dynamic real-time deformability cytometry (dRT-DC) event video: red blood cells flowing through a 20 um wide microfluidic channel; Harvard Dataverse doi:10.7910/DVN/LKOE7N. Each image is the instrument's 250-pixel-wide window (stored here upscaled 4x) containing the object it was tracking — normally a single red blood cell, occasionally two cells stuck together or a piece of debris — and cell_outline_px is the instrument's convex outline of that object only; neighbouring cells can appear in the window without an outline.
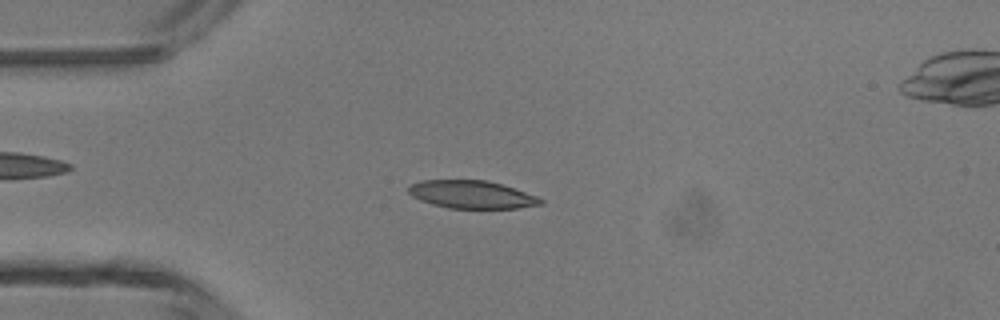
{"species": "common noctule bat (a hibernating species)", "species_latin": "Nyctalus noctula", "temperature_condition": "room temperature", "stored_images_in_passage": 4, "camera_frame_rate_fps": 3000, "um_per_image_px": 0.085, "animal": {"sex": "male", "body_mass_g": 13.3}, "frame": {"image": 1, "passage_image": 3, "time_ms": 2.333, "image_size_px": [1000, 320], "cell_outline_px": [[544, 204], [520, 208], [448, 208], [432, 204], [420, 200], [412, 196], [408, 192], [408, 188], [412, 184], [420, 180], [488, 180], [536, 196], [544, 200]], "centroid_in_image_um": [40.08, 16.54], "position_along_channel_um": 44.9, "area_um2": 21.33}}